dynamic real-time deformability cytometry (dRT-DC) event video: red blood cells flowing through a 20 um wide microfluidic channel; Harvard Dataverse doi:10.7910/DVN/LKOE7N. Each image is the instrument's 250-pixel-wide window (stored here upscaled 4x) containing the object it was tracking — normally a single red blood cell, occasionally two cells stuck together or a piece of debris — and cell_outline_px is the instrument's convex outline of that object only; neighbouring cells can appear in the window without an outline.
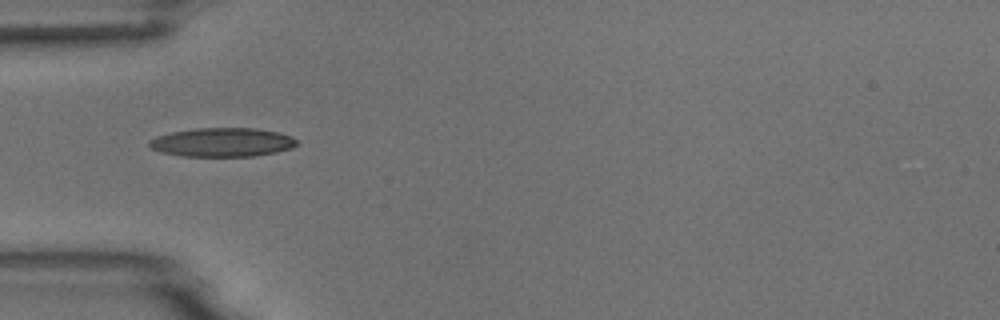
{"species": "common noctule bat (a hibernating species)", "species_latin": "Nyctalus noctula", "temperature_condition": "room temperature", "stored_images_in_passage": 3, "camera_frame_rate_fps": 3000, "um_per_image_px": 0.085, "animal": {"sex": "male", "body_mass_g": 18.8}, "frame": {"image": 1, "passage_image": 1, "time_ms": 0.0, "image_size_px": [1000, 320], "cell_outline_px": [[300, 144], [292, 148], [276, 152], [256, 156], [180, 156], [160, 152], [152, 148], [148, 144], [148, 140], [156, 136], [172, 132], [196, 128], [256, 128], [276, 132], [292, 136]], "centroid_in_image_um": [18.9, 12.09], "position_along_channel_um": 66.1, "area_um2": 24.97}}